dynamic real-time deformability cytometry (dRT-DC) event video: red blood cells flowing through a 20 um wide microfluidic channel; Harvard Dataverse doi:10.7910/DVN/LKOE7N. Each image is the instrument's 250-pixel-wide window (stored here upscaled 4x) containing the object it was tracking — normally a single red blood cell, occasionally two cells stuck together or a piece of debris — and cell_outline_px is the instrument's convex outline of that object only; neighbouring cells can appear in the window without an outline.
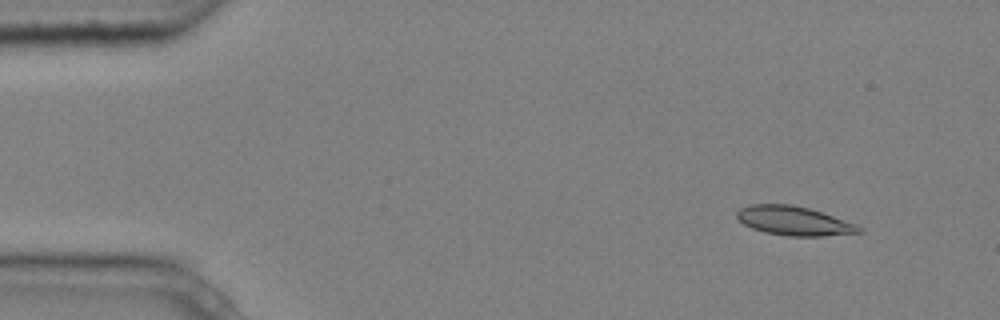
{"species": "common noctule bat (a hibernating species)", "species_latin": "Nyctalus noctula", "temperature_condition": "cold", "stored_images_in_passage": 5, "camera_frame_rate_fps": 3000, "um_per_image_px": 0.085, "animal": {"sex": "male", "body_mass_g": 20.4}, "frame": {"image": 1, "passage_image": 1, "time_ms": 0.0, "image_size_px": [1000, 320], "cell_outline_px": [[864, 232], [824, 236], [788, 236], [764, 232], [752, 228], [744, 224], [736, 216], [736, 212], [740, 208], [748, 204], [792, 204], [808, 208], [856, 224], [864, 228]], "centroid_in_image_um": [67.48, 18.77], "position_along_channel_um": 17.5, "area_um2": 20.69}}
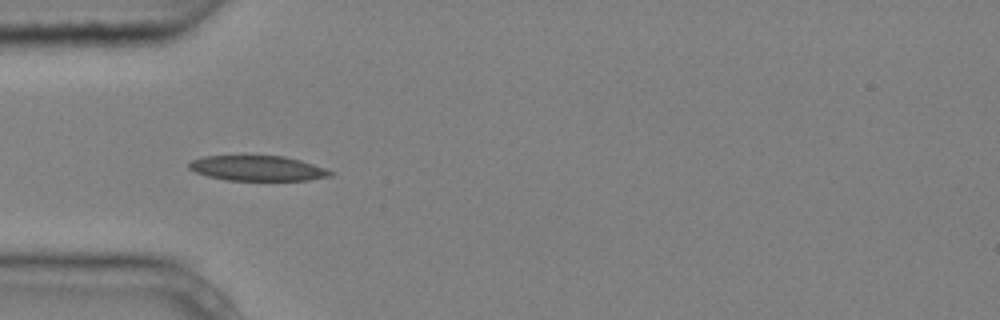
{"frame": {"image": 2, "passage_image": 4, "time_ms": 1.0, "image_size_px": [1000, 320], "cell_outline_px": [[336, 172], [332, 176], [308, 180], [224, 180], [208, 176], [196, 172], [188, 168], [188, 164], [192, 160], [204, 156], [244, 152], [284, 156], [300, 160]], "centroid_in_image_um": [21.84, 14.24], "position_along_channel_um": 63.2, "area_um2": 21.79}}
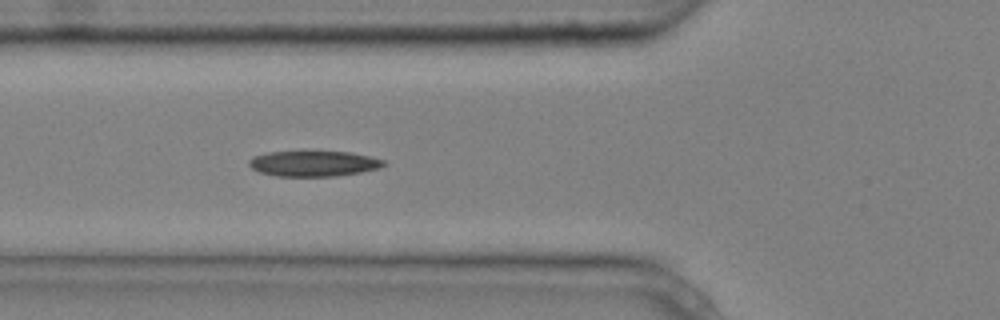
{"frame": {"image": 3, "passage_image": 5, "time_ms": 1.333, "image_size_px": [1000, 320], "cell_outline_px": [[388, 164], [380, 168], [360, 172], [336, 176], [276, 176], [260, 172], [252, 168], [248, 164], [248, 160], [252, 156], [268, 152], [304, 148], [352, 152], [384, 160]], "centroid_in_image_um": [26.63, 13.84], "position_along_channel_um": 99.2, "area_um2": 21.21}}